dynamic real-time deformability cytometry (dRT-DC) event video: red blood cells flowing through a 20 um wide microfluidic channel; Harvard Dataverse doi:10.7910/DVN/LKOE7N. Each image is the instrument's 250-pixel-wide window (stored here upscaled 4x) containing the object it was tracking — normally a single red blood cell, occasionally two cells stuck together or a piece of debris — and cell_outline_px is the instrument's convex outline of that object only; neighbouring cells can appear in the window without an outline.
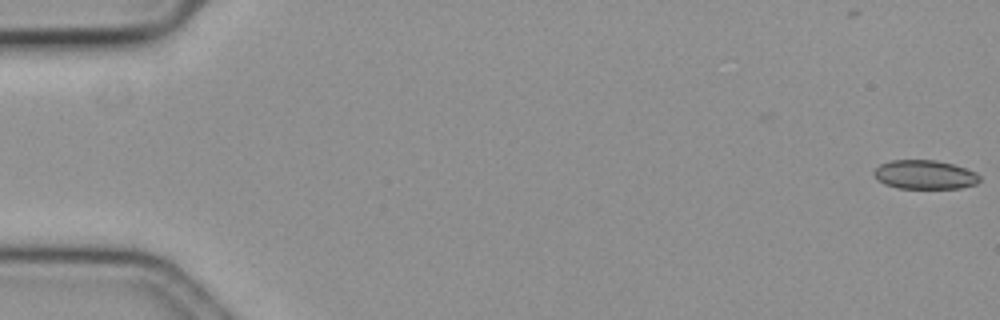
{"species": "common noctule bat (a hibernating species)", "species_latin": "Nyctalus noctula", "temperature_condition": "cold", "stored_images_in_passage": 2, "camera_frame_rate_fps": 3000, "um_per_image_px": 0.085, "animal": {"sex": "female", "body_mass_g": 19.3, "forearm_length_mm": 54.1}, "frame": {"image": 1, "passage_image": 2, "time_ms": 0.333, "image_size_px": [1000, 320], "cell_outline_px": [[980, 180], [976, 184], [960, 188], [896, 188], [884, 184], [872, 172], [880, 164], [892, 160], [936, 160], [952, 164], [976, 172], [980, 176]], "centroid_in_image_um": [78.61, 14.85], "position_along_channel_um": 6.4, "area_um2": 17.74}}